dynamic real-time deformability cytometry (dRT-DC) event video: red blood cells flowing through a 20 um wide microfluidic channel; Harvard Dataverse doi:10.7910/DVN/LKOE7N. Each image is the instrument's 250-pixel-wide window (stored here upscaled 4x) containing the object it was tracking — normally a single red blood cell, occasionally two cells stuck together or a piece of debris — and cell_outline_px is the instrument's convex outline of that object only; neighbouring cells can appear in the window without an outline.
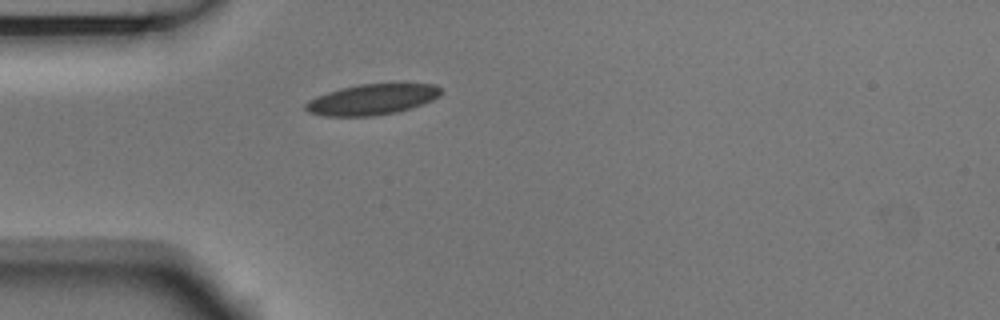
{"species": "Egyptian fruit bat (a non-hibernating species)", "species_latin": "Rousettus aegyptiacus", "temperature_condition": "room temperature", "stored_images_in_passage": 1, "camera_frame_rate_fps": 3000, "um_per_image_px": 0.085, "animal": {"sex": "male"}, "frame": {"image": 1, "passage_image": 1, "time_ms": 0.0, "image_size_px": [1000, 320], "cell_outline_px": [[440, 96], [432, 100], [396, 112], [372, 116], [324, 116], [308, 112], [304, 108], [304, 104], [308, 100], [316, 96], [340, 88], [360, 84], [436, 84], [440, 88]], "centroid_in_image_um": [31.57, 8.45], "position_along_channel_um": 53.4, "area_um2": 23.99}}